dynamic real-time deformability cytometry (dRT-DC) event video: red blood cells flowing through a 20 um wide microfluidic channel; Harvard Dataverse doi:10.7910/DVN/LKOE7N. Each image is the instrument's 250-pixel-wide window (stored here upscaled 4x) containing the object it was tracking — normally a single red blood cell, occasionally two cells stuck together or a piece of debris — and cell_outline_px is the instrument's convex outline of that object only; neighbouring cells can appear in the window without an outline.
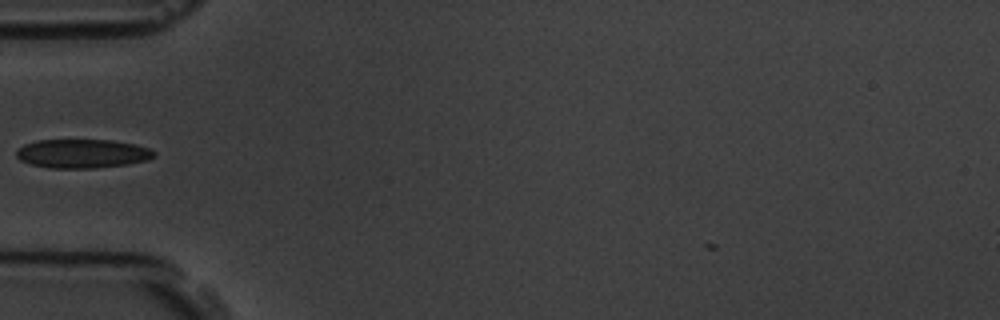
{"species": "common noctule bat (a hibernating species)", "species_latin": "Nyctalus noctula", "temperature_condition": "room temperature", "stored_images_in_passage": 33, "camera_frame_rate_fps": 3000, "um_per_image_px": 0.085, "animal": {"sex": "male", "body_mass_g": 19.5, "forearm_length_mm": 54.6}, "frame": {"image": 1, "passage_image": 2, "time_ms": 0.333, "image_size_px": [1000, 320], "cell_outline_px": [[156, 156], [148, 160], [128, 164], [96, 168], [48, 168], [32, 164], [20, 160], [16, 156], [16, 152], [24, 144], [36, 140], [108, 140], [136, 144], [148, 148], [156, 152]], "centroid_in_image_um": [7.02, 13.06], "position_along_channel_um": 78.0, "area_um2": 23.24}}
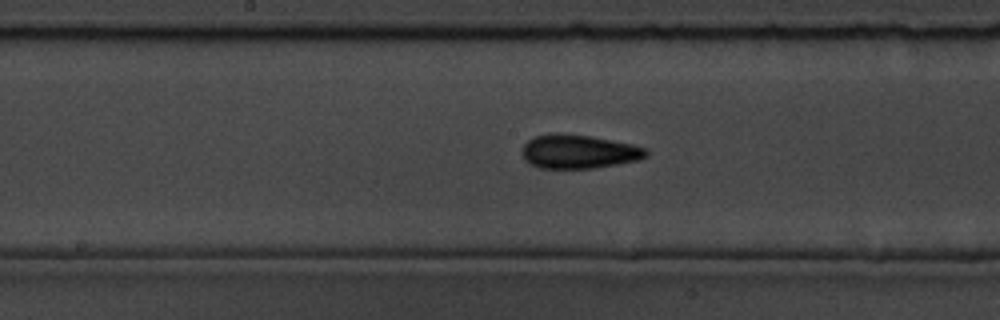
{"frame": {"image": 2, "passage_image": 12, "time_ms": 3.667, "image_size_px": [1000, 320], "cell_outline_px": [[648, 156], [640, 160], [592, 168], [540, 168], [528, 164], [524, 160], [520, 152], [524, 144], [528, 140], [536, 136], [552, 132], [588, 136], [632, 144], [644, 148], [648, 152]], "centroid_in_image_um": [49.14, 12.89], "position_along_channel_um": 199.1, "area_um2": 24.51}}
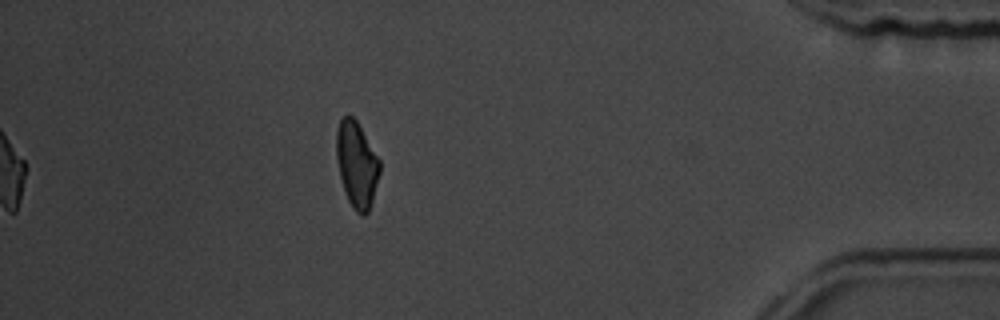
{"frame": {"image": 3, "passage_image": 33, "time_ms": 10.667, "image_size_px": [1000, 320], "cell_outline_px": [[380, 172], [372, 200], [368, 212], [364, 216], [360, 216], [352, 208], [348, 200], [340, 176], [336, 160], [336, 132], [340, 120], [344, 116], [352, 116], [356, 120], [380, 160]], "centroid_in_image_um": [30.31, 14.0], "position_along_channel_um": 404.9, "area_um2": 21.56}, "authors_computed_cell_mechanics": {"area_um2": 22.8888, "velocity_mm_per_s": 3.6203, "shape_relaxation_time_tau1_ms": 4.1577, "shape_relaxation_time_tau2_ms": 2.3706, "deformation_change_tau1": 0.1246, "deformation_change_tau2": 0.0857}}